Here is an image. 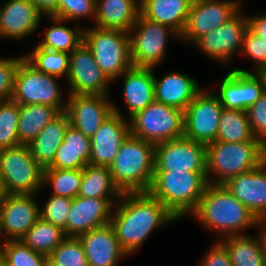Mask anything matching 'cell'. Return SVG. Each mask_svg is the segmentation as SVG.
<instances>
[{"instance_id": "6da1fadb", "label": "cell", "mask_w": 266, "mask_h": 266, "mask_svg": "<svg viewBox=\"0 0 266 266\" xmlns=\"http://www.w3.org/2000/svg\"><path fill=\"white\" fill-rule=\"evenodd\" d=\"M117 207V208H116ZM178 219L149 192L122 193L113 206L110 224L128 256L158 228Z\"/></svg>"}, {"instance_id": "7a4b0ae2", "label": "cell", "mask_w": 266, "mask_h": 266, "mask_svg": "<svg viewBox=\"0 0 266 266\" xmlns=\"http://www.w3.org/2000/svg\"><path fill=\"white\" fill-rule=\"evenodd\" d=\"M191 217L210 232L219 234L221 239L245 235V230L259 227L260 224L256 216L224 184H208Z\"/></svg>"}, {"instance_id": "3957f363", "label": "cell", "mask_w": 266, "mask_h": 266, "mask_svg": "<svg viewBox=\"0 0 266 266\" xmlns=\"http://www.w3.org/2000/svg\"><path fill=\"white\" fill-rule=\"evenodd\" d=\"M155 144L131 134L108 167L121 193L148 192L154 179Z\"/></svg>"}, {"instance_id": "277c9868", "label": "cell", "mask_w": 266, "mask_h": 266, "mask_svg": "<svg viewBox=\"0 0 266 266\" xmlns=\"http://www.w3.org/2000/svg\"><path fill=\"white\" fill-rule=\"evenodd\" d=\"M265 161L266 145L262 141H214L206 144V179L208 184H225Z\"/></svg>"}, {"instance_id": "5b68a950", "label": "cell", "mask_w": 266, "mask_h": 266, "mask_svg": "<svg viewBox=\"0 0 266 266\" xmlns=\"http://www.w3.org/2000/svg\"><path fill=\"white\" fill-rule=\"evenodd\" d=\"M207 185L206 172L154 170L148 192L179 221L195 211Z\"/></svg>"}, {"instance_id": "8992f818", "label": "cell", "mask_w": 266, "mask_h": 266, "mask_svg": "<svg viewBox=\"0 0 266 266\" xmlns=\"http://www.w3.org/2000/svg\"><path fill=\"white\" fill-rule=\"evenodd\" d=\"M83 42L91 50L96 63L112 83L133 66L129 32L99 28L95 25L84 27Z\"/></svg>"}, {"instance_id": "52a82bcc", "label": "cell", "mask_w": 266, "mask_h": 266, "mask_svg": "<svg viewBox=\"0 0 266 266\" xmlns=\"http://www.w3.org/2000/svg\"><path fill=\"white\" fill-rule=\"evenodd\" d=\"M43 171L29 145L0 150V174L7 194H38L43 189Z\"/></svg>"}, {"instance_id": "ba28073f", "label": "cell", "mask_w": 266, "mask_h": 266, "mask_svg": "<svg viewBox=\"0 0 266 266\" xmlns=\"http://www.w3.org/2000/svg\"><path fill=\"white\" fill-rule=\"evenodd\" d=\"M130 133L159 144L184 136V111L154 101L129 119Z\"/></svg>"}, {"instance_id": "9c48e42d", "label": "cell", "mask_w": 266, "mask_h": 266, "mask_svg": "<svg viewBox=\"0 0 266 266\" xmlns=\"http://www.w3.org/2000/svg\"><path fill=\"white\" fill-rule=\"evenodd\" d=\"M169 37L180 40L175 30L148 20L140 13L129 32L132 65L154 69L161 65L167 53Z\"/></svg>"}, {"instance_id": "30bf717a", "label": "cell", "mask_w": 266, "mask_h": 266, "mask_svg": "<svg viewBox=\"0 0 266 266\" xmlns=\"http://www.w3.org/2000/svg\"><path fill=\"white\" fill-rule=\"evenodd\" d=\"M58 82V77L38 71L24 58L15 74L12 100L19 105H49L65 112L67 98L63 100Z\"/></svg>"}, {"instance_id": "8fae6325", "label": "cell", "mask_w": 266, "mask_h": 266, "mask_svg": "<svg viewBox=\"0 0 266 266\" xmlns=\"http://www.w3.org/2000/svg\"><path fill=\"white\" fill-rule=\"evenodd\" d=\"M204 89L184 111V137L208 144L216 141L224 107L213 92Z\"/></svg>"}, {"instance_id": "7c38bea8", "label": "cell", "mask_w": 266, "mask_h": 266, "mask_svg": "<svg viewBox=\"0 0 266 266\" xmlns=\"http://www.w3.org/2000/svg\"><path fill=\"white\" fill-rule=\"evenodd\" d=\"M241 4V0L192 1L180 40L193 44L203 35L230 20L241 9Z\"/></svg>"}, {"instance_id": "4fadbf2b", "label": "cell", "mask_w": 266, "mask_h": 266, "mask_svg": "<svg viewBox=\"0 0 266 266\" xmlns=\"http://www.w3.org/2000/svg\"><path fill=\"white\" fill-rule=\"evenodd\" d=\"M241 9L217 29L197 39L193 45L222 65L231 64L236 52H241L243 36L248 29V17Z\"/></svg>"}, {"instance_id": "5bb4252c", "label": "cell", "mask_w": 266, "mask_h": 266, "mask_svg": "<svg viewBox=\"0 0 266 266\" xmlns=\"http://www.w3.org/2000/svg\"><path fill=\"white\" fill-rule=\"evenodd\" d=\"M66 81L69 84V94L77 95H108V86L112 83L84 42L70 53Z\"/></svg>"}, {"instance_id": "9a60e30c", "label": "cell", "mask_w": 266, "mask_h": 266, "mask_svg": "<svg viewBox=\"0 0 266 266\" xmlns=\"http://www.w3.org/2000/svg\"><path fill=\"white\" fill-rule=\"evenodd\" d=\"M155 170L206 172V144L184 136L156 144Z\"/></svg>"}, {"instance_id": "2e32d148", "label": "cell", "mask_w": 266, "mask_h": 266, "mask_svg": "<svg viewBox=\"0 0 266 266\" xmlns=\"http://www.w3.org/2000/svg\"><path fill=\"white\" fill-rule=\"evenodd\" d=\"M38 194H7L0 201V227L6 241L21 240L41 217Z\"/></svg>"}, {"instance_id": "e0dca14e", "label": "cell", "mask_w": 266, "mask_h": 266, "mask_svg": "<svg viewBox=\"0 0 266 266\" xmlns=\"http://www.w3.org/2000/svg\"><path fill=\"white\" fill-rule=\"evenodd\" d=\"M112 107L113 113L104 120L90 138L91 154L89 165L109 167L120 146L131 134L129 119L123 116L115 102H112Z\"/></svg>"}, {"instance_id": "ac0fdd59", "label": "cell", "mask_w": 266, "mask_h": 266, "mask_svg": "<svg viewBox=\"0 0 266 266\" xmlns=\"http://www.w3.org/2000/svg\"><path fill=\"white\" fill-rule=\"evenodd\" d=\"M65 113L69 123L91 138L104 120L113 113L109 95L68 94Z\"/></svg>"}, {"instance_id": "d6986e66", "label": "cell", "mask_w": 266, "mask_h": 266, "mask_svg": "<svg viewBox=\"0 0 266 266\" xmlns=\"http://www.w3.org/2000/svg\"><path fill=\"white\" fill-rule=\"evenodd\" d=\"M214 94L225 109L246 111L264 93L263 81L255 72L229 70Z\"/></svg>"}, {"instance_id": "ffe728a7", "label": "cell", "mask_w": 266, "mask_h": 266, "mask_svg": "<svg viewBox=\"0 0 266 266\" xmlns=\"http://www.w3.org/2000/svg\"><path fill=\"white\" fill-rule=\"evenodd\" d=\"M120 198H87L76 196L66 221V237H78L110 223L113 206Z\"/></svg>"}, {"instance_id": "44dd1931", "label": "cell", "mask_w": 266, "mask_h": 266, "mask_svg": "<svg viewBox=\"0 0 266 266\" xmlns=\"http://www.w3.org/2000/svg\"><path fill=\"white\" fill-rule=\"evenodd\" d=\"M44 15L30 0H8L0 3V37L22 40L39 29Z\"/></svg>"}, {"instance_id": "7402d4cb", "label": "cell", "mask_w": 266, "mask_h": 266, "mask_svg": "<svg viewBox=\"0 0 266 266\" xmlns=\"http://www.w3.org/2000/svg\"><path fill=\"white\" fill-rule=\"evenodd\" d=\"M224 185L259 221H266V161L254 170L229 179Z\"/></svg>"}, {"instance_id": "603a6c76", "label": "cell", "mask_w": 266, "mask_h": 266, "mask_svg": "<svg viewBox=\"0 0 266 266\" xmlns=\"http://www.w3.org/2000/svg\"><path fill=\"white\" fill-rule=\"evenodd\" d=\"M83 245L88 266H117L128 256L118 242L110 223L78 236Z\"/></svg>"}, {"instance_id": "cb8c5ba5", "label": "cell", "mask_w": 266, "mask_h": 266, "mask_svg": "<svg viewBox=\"0 0 266 266\" xmlns=\"http://www.w3.org/2000/svg\"><path fill=\"white\" fill-rule=\"evenodd\" d=\"M123 79V100L130 119L155 101L154 68L134 67L123 72L113 82Z\"/></svg>"}, {"instance_id": "d4e9b609", "label": "cell", "mask_w": 266, "mask_h": 266, "mask_svg": "<svg viewBox=\"0 0 266 266\" xmlns=\"http://www.w3.org/2000/svg\"><path fill=\"white\" fill-rule=\"evenodd\" d=\"M203 89L196 79L181 72H169L161 78L154 73L155 101L185 111Z\"/></svg>"}, {"instance_id": "484cf974", "label": "cell", "mask_w": 266, "mask_h": 266, "mask_svg": "<svg viewBox=\"0 0 266 266\" xmlns=\"http://www.w3.org/2000/svg\"><path fill=\"white\" fill-rule=\"evenodd\" d=\"M139 15L140 0H96V27L130 32Z\"/></svg>"}, {"instance_id": "4316f807", "label": "cell", "mask_w": 266, "mask_h": 266, "mask_svg": "<svg viewBox=\"0 0 266 266\" xmlns=\"http://www.w3.org/2000/svg\"><path fill=\"white\" fill-rule=\"evenodd\" d=\"M193 0H140V13L148 20L166 25L181 35Z\"/></svg>"}, {"instance_id": "83f0119b", "label": "cell", "mask_w": 266, "mask_h": 266, "mask_svg": "<svg viewBox=\"0 0 266 266\" xmlns=\"http://www.w3.org/2000/svg\"><path fill=\"white\" fill-rule=\"evenodd\" d=\"M91 139L69 124L63 142L48 168L83 169L89 164Z\"/></svg>"}, {"instance_id": "f1b7e54d", "label": "cell", "mask_w": 266, "mask_h": 266, "mask_svg": "<svg viewBox=\"0 0 266 266\" xmlns=\"http://www.w3.org/2000/svg\"><path fill=\"white\" fill-rule=\"evenodd\" d=\"M69 124L67 114L61 112L28 144L32 156L43 169L52 164L57 149L64 140Z\"/></svg>"}, {"instance_id": "f546056e", "label": "cell", "mask_w": 266, "mask_h": 266, "mask_svg": "<svg viewBox=\"0 0 266 266\" xmlns=\"http://www.w3.org/2000/svg\"><path fill=\"white\" fill-rule=\"evenodd\" d=\"M218 241L228 250L233 266H266L260 234L236 235Z\"/></svg>"}, {"instance_id": "4dcf8cb0", "label": "cell", "mask_w": 266, "mask_h": 266, "mask_svg": "<svg viewBox=\"0 0 266 266\" xmlns=\"http://www.w3.org/2000/svg\"><path fill=\"white\" fill-rule=\"evenodd\" d=\"M59 114L60 112L55 107L49 105H19V143L28 145Z\"/></svg>"}, {"instance_id": "1f68e13d", "label": "cell", "mask_w": 266, "mask_h": 266, "mask_svg": "<svg viewBox=\"0 0 266 266\" xmlns=\"http://www.w3.org/2000/svg\"><path fill=\"white\" fill-rule=\"evenodd\" d=\"M53 24L45 30L43 39L39 42V46L51 51H63L71 53L83 42L84 28L80 24L69 28V21L48 16Z\"/></svg>"}, {"instance_id": "d6a6232c", "label": "cell", "mask_w": 266, "mask_h": 266, "mask_svg": "<svg viewBox=\"0 0 266 266\" xmlns=\"http://www.w3.org/2000/svg\"><path fill=\"white\" fill-rule=\"evenodd\" d=\"M121 195V191L113 182L108 167L87 164L83 168L78 196L87 198H120Z\"/></svg>"}, {"instance_id": "836d02e7", "label": "cell", "mask_w": 266, "mask_h": 266, "mask_svg": "<svg viewBox=\"0 0 266 266\" xmlns=\"http://www.w3.org/2000/svg\"><path fill=\"white\" fill-rule=\"evenodd\" d=\"M65 238L64 230L40 217L21 241L48 257Z\"/></svg>"}, {"instance_id": "e575fe53", "label": "cell", "mask_w": 266, "mask_h": 266, "mask_svg": "<svg viewBox=\"0 0 266 266\" xmlns=\"http://www.w3.org/2000/svg\"><path fill=\"white\" fill-rule=\"evenodd\" d=\"M216 141L238 143L260 140L251 130L246 111L223 108Z\"/></svg>"}, {"instance_id": "d590c367", "label": "cell", "mask_w": 266, "mask_h": 266, "mask_svg": "<svg viewBox=\"0 0 266 266\" xmlns=\"http://www.w3.org/2000/svg\"><path fill=\"white\" fill-rule=\"evenodd\" d=\"M83 169L45 168L43 171V188H51V195L69 197L78 196Z\"/></svg>"}, {"instance_id": "8d00e7d4", "label": "cell", "mask_w": 266, "mask_h": 266, "mask_svg": "<svg viewBox=\"0 0 266 266\" xmlns=\"http://www.w3.org/2000/svg\"><path fill=\"white\" fill-rule=\"evenodd\" d=\"M24 57L38 71L59 79L65 77L66 80L69 71L70 53L47 50L37 43L31 52L24 54Z\"/></svg>"}, {"instance_id": "74e56055", "label": "cell", "mask_w": 266, "mask_h": 266, "mask_svg": "<svg viewBox=\"0 0 266 266\" xmlns=\"http://www.w3.org/2000/svg\"><path fill=\"white\" fill-rule=\"evenodd\" d=\"M48 257L30 249L21 240H5L0 262L5 266H46Z\"/></svg>"}, {"instance_id": "f35d334b", "label": "cell", "mask_w": 266, "mask_h": 266, "mask_svg": "<svg viewBox=\"0 0 266 266\" xmlns=\"http://www.w3.org/2000/svg\"><path fill=\"white\" fill-rule=\"evenodd\" d=\"M19 104L12 99L0 100V150L18 145Z\"/></svg>"}, {"instance_id": "ab89813d", "label": "cell", "mask_w": 266, "mask_h": 266, "mask_svg": "<svg viewBox=\"0 0 266 266\" xmlns=\"http://www.w3.org/2000/svg\"><path fill=\"white\" fill-rule=\"evenodd\" d=\"M54 266H88L83 245L78 237H66L48 256Z\"/></svg>"}, {"instance_id": "60d3db41", "label": "cell", "mask_w": 266, "mask_h": 266, "mask_svg": "<svg viewBox=\"0 0 266 266\" xmlns=\"http://www.w3.org/2000/svg\"><path fill=\"white\" fill-rule=\"evenodd\" d=\"M45 201L40 207L41 217L55 226L60 227L66 235V221L72 206V199L69 197L50 195Z\"/></svg>"}, {"instance_id": "b9f144b4", "label": "cell", "mask_w": 266, "mask_h": 266, "mask_svg": "<svg viewBox=\"0 0 266 266\" xmlns=\"http://www.w3.org/2000/svg\"><path fill=\"white\" fill-rule=\"evenodd\" d=\"M241 55L247 56L249 59L254 61L255 68L251 69L252 71L234 68L233 70L238 72H257L263 68H266V47L265 42L261 37L257 36L249 28L245 31L242 42V49L240 52Z\"/></svg>"}, {"instance_id": "7bdbcfd3", "label": "cell", "mask_w": 266, "mask_h": 266, "mask_svg": "<svg viewBox=\"0 0 266 266\" xmlns=\"http://www.w3.org/2000/svg\"><path fill=\"white\" fill-rule=\"evenodd\" d=\"M96 0H59L58 18L65 21L77 22L81 19H95Z\"/></svg>"}, {"instance_id": "ee69618b", "label": "cell", "mask_w": 266, "mask_h": 266, "mask_svg": "<svg viewBox=\"0 0 266 266\" xmlns=\"http://www.w3.org/2000/svg\"><path fill=\"white\" fill-rule=\"evenodd\" d=\"M24 55L0 58V100L12 99L15 74Z\"/></svg>"}, {"instance_id": "f6af8a7d", "label": "cell", "mask_w": 266, "mask_h": 266, "mask_svg": "<svg viewBox=\"0 0 266 266\" xmlns=\"http://www.w3.org/2000/svg\"><path fill=\"white\" fill-rule=\"evenodd\" d=\"M246 113L253 134L266 145V94L263 93Z\"/></svg>"}, {"instance_id": "bcb514c9", "label": "cell", "mask_w": 266, "mask_h": 266, "mask_svg": "<svg viewBox=\"0 0 266 266\" xmlns=\"http://www.w3.org/2000/svg\"><path fill=\"white\" fill-rule=\"evenodd\" d=\"M201 260V266H233L228 250L220 241H216Z\"/></svg>"}, {"instance_id": "7dc6e473", "label": "cell", "mask_w": 266, "mask_h": 266, "mask_svg": "<svg viewBox=\"0 0 266 266\" xmlns=\"http://www.w3.org/2000/svg\"><path fill=\"white\" fill-rule=\"evenodd\" d=\"M248 28L265 42L266 47V12L248 16Z\"/></svg>"}, {"instance_id": "c3c4849f", "label": "cell", "mask_w": 266, "mask_h": 266, "mask_svg": "<svg viewBox=\"0 0 266 266\" xmlns=\"http://www.w3.org/2000/svg\"><path fill=\"white\" fill-rule=\"evenodd\" d=\"M44 17L53 16L58 18L59 0H30Z\"/></svg>"}, {"instance_id": "681fc988", "label": "cell", "mask_w": 266, "mask_h": 266, "mask_svg": "<svg viewBox=\"0 0 266 266\" xmlns=\"http://www.w3.org/2000/svg\"><path fill=\"white\" fill-rule=\"evenodd\" d=\"M260 237L262 240V246L264 250L265 265H266V221H260L259 227Z\"/></svg>"}, {"instance_id": "f907efd6", "label": "cell", "mask_w": 266, "mask_h": 266, "mask_svg": "<svg viewBox=\"0 0 266 266\" xmlns=\"http://www.w3.org/2000/svg\"><path fill=\"white\" fill-rule=\"evenodd\" d=\"M256 73L260 76V78L263 81V89L264 93L266 94V68L258 70Z\"/></svg>"}, {"instance_id": "816d5d0a", "label": "cell", "mask_w": 266, "mask_h": 266, "mask_svg": "<svg viewBox=\"0 0 266 266\" xmlns=\"http://www.w3.org/2000/svg\"><path fill=\"white\" fill-rule=\"evenodd\" d=\"M7 195V192L4 187L2 176L0 174V201Z\"/></svg>"}, {"instance_id": "f5cc1de1", "label": "cell", "mask_w": 266, "mask_h": 266, "mask_svg": "<svg viewBox=\"0 0 266 266\" xmlns=\"http://www.w3.org/2000/svg\"><path fill=\"white\" fill-rule=\"evenodd\" d=\"M1 240H4V242L2 241V243H1ZM4 243H5V239L2 236L1 227H0V256H1V252H2V248L4 246Z\"/></svg>"}, {"instance_id": "db71d44e", "label": "cell", "mask_w": 266, "mask_h": 266, "mask_svg": "<svg viewBox=\"0 0 266 266\" xmlns=\"http://www.w3.org/2000/svg\"><path fill=\"white\" fill-rule=\"evenodd\" d=\"M46 266H54V265L48 260Z\"/></svg>"}]
</instances>
